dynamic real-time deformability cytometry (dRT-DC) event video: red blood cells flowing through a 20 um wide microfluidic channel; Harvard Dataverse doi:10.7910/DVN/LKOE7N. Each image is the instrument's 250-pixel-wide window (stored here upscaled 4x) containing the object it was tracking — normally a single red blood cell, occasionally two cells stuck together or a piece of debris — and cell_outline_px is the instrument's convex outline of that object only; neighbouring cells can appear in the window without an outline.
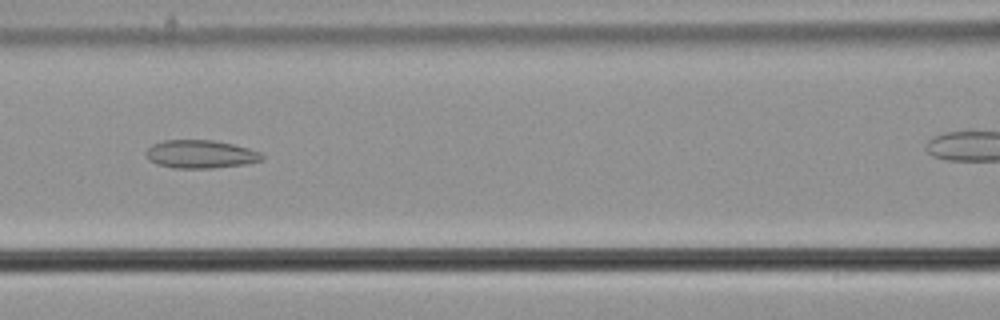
{"species": "common noctule bat (a hibernating species)", "species_latin": "Nyctalus noctula", "temperature_condition": "cold", "stored_images_in_passage": 30, "camera_frame_rate_fps": 3000, "um_per_image_px": 0.085, "animal": {"sex": "male", "body_mass_g": 21.5, "forearm_length_mm": 52.0}, "frame": {"image": 1, "passage_image": 22, "time_ms": 7.0, "image_size_px": [1000, 320], "cell_outline_px": [[264, 156], [260, 160], [244, 164], [212, 168], [172, 168], [156, 164], [148, 160], [144, 152], [152, 144], [164, 140], [212, 140], [232, 144], [248, 148], [260, 152]], "centroid_in_image_um": [16.98, 13.1], "position_along_channel_um": 149.6, "area_um2": 19.02}}
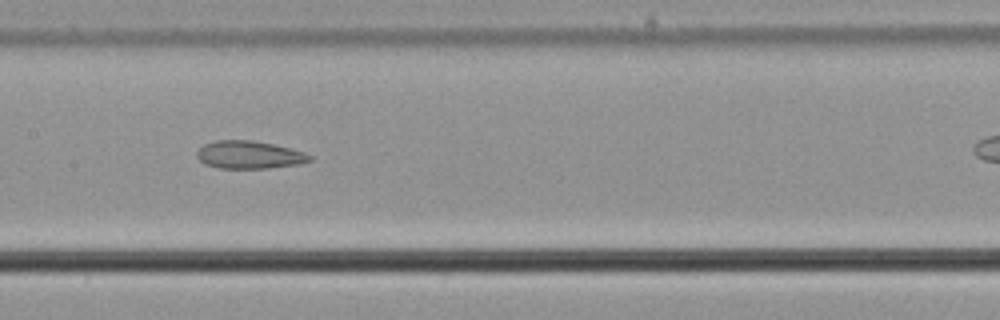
{"frame": {"image": 2, "passage_image": 25, "time_ms": 8.0, "image_size_px": [1000, 320], "cell_outline_px": [[312, 160], [300, 164], [268, 168], [220, 168], [204, 164], [196, 156], [196, 152], [204, 144], [216, 140], [252, 140], [272, 144], [304, 152], [312, 156]], "centroid_in_image_um": [21.17, 13.16], "position_along_channel_um": 186.2, "area_um2": 18.21}}
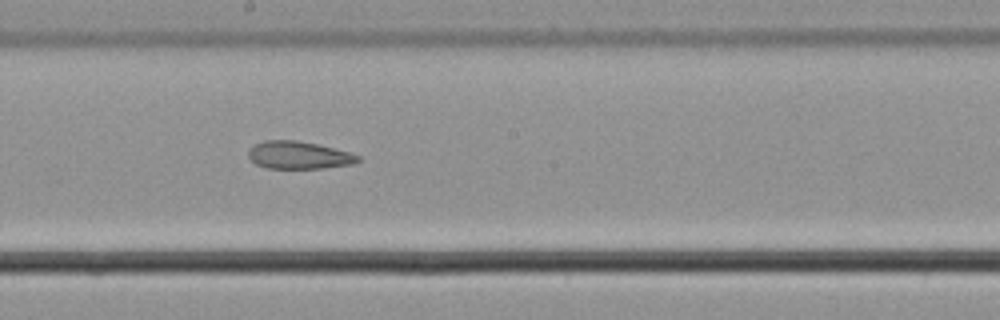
{"frame": {"image": 3, "passage_image": 28, "time_ms": 9.0, "image_size_px": [1000, 320], "cell_outline_px": [[360, 160], [352, 164], [324, 168], [268, 168], [256, 164], [248, 156], [248, 148], [264, 140], [296, 140], [316, 144], [348, 152], [360, 156]], "centroid_in_image_um": [25.36, 13.19], "position_along_channel_um": 222.8, "area_um2": 17.46}}